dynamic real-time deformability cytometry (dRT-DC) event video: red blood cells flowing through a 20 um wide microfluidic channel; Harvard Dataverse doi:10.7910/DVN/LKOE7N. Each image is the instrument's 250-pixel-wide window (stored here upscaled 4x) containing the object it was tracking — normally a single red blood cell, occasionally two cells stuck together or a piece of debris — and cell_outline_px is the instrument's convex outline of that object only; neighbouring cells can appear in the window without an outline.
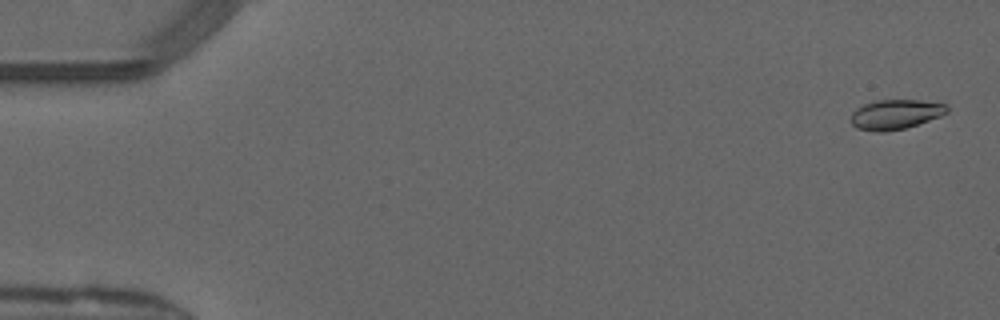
{"species": "common noctule bat (a hibernating species)", "species_latin": "Nyctalus noctula", "temperature_condition": "warm", "stored_images_in_passage": 51, "camera_frame_rate_fps": 3000, "um_per_image_px": 0.085, "animal": {"sex": "male", "forearm_length_mm": 52.5}, "frame": {"image": 1, "passage_image": 2, "time_ms": 0.333, "image_size_px": [1000, 320], "cell_outline_px": [[948, 112], [940, 116], [904, 128], [884, 132], [876, 132], [856, 128], [852, 124], [852, 112], [856, 108], [864, 104], [876, 100], [920, 100], [948, 104]], "centroid_in_image_um": [76.11, 9.71], "position_along_channel_um": 8.9, "area_um2": 16.59}}
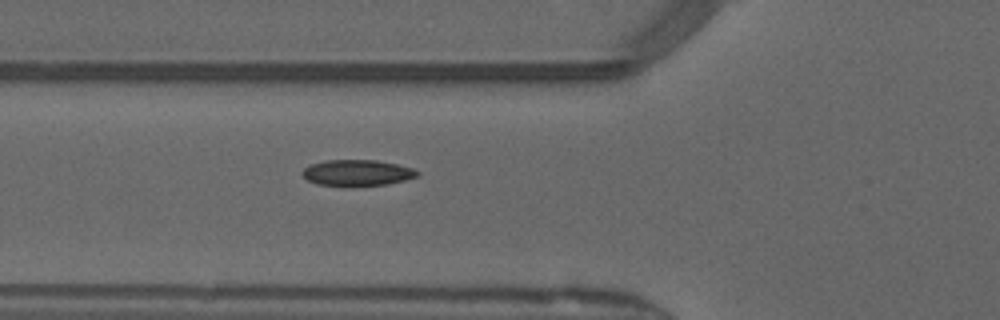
{"frame": {"image": 2, "passage_image": 19, "time_ms": 6.0, "image_size_px": [1000, 320], "cell_outline_px": [[420, 176], [404, 180], [384, 184], [348, 188], [316, 184], [308, 180], [300, 172], [304, 168], [312, 164], [324, 160], [376, 160], [396, 164], [412, 168], [420, 172]], "centroid_in_image_um": [30.34, 14.71], "position_along_channel_um": 95.5, "area_um2": 17.86}}
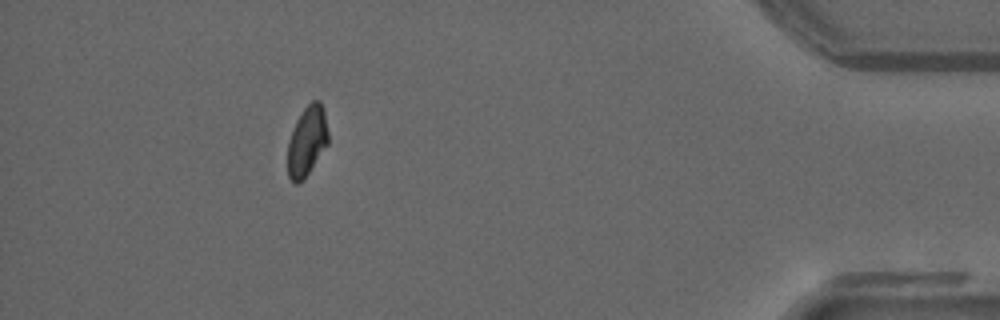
{"frame": {"image": 3, "passage_image": 46, "time_ms": 15.0, "image_size_px": [1000, 320], "cell_outline_px": [[328, 144], [304, 180], [296, 184], [288, 176], [288, 140], [296, 120], [304, 108], [312, 100], [320, 100], [324, 112], [328, 132]], "centroid_in_image_um": [26.09, 12.0], "position_along_channel_um": 409.1, "area_um2": 16.53}, "authors_computed_cell_mechanics": {"area_um2": 17.2244, "velocity_mm_per_s": 4.1054, "shape_relaxation_time_tau1_ms": 8.1815, "shape_relaxation_time_tau2_ms": null, "deformation_change_tau1": 0.1925, "deformation_change_tau2": null}}